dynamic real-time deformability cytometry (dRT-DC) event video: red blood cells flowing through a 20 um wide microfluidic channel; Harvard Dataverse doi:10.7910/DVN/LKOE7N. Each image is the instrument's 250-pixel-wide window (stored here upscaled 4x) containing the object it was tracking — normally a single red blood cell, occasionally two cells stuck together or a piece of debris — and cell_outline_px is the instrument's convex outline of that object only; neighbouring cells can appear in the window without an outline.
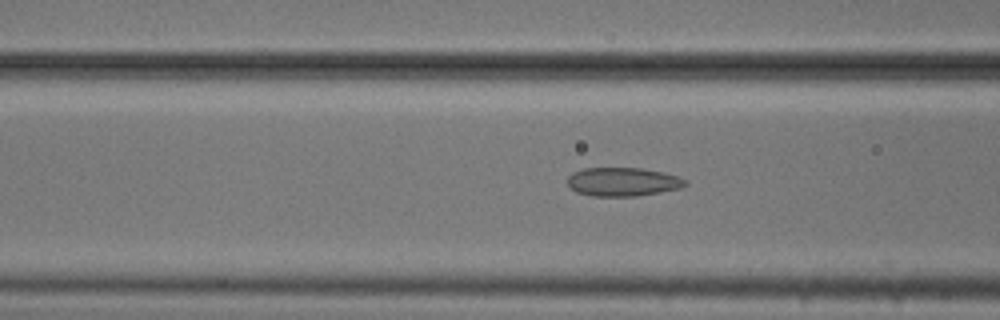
{"species": "common noctule bat (a hibernating species)", "species_latin": "Nyctalus noctula", "temperature_condition": "cold", "stored_images_in_passage": 9, "camera_frame_rate_fps": 3000, "um_per_image_px": 0.085, "animal": {"sex": "male", "body_mass_g": 20.5, "forearm_length_mm": 52.5}, "frame": {"image": 1, "passage_image": 4, "time_ms": 1.0, "image_size_px": [1000, 320], "cell_outline_px": [[688, 184], [680, 188], [660, 192], [636, 196], [592, 196], [576, 192], [568, 184], [568, 176], [572, 172], [584, 168], [640, 168], [664, 172], [676, 176], [684, 180]], "centroid_in_image_um": [52.91, 15.45], "position_along_channel_um": 113.7, "area_um2": 19.59}}
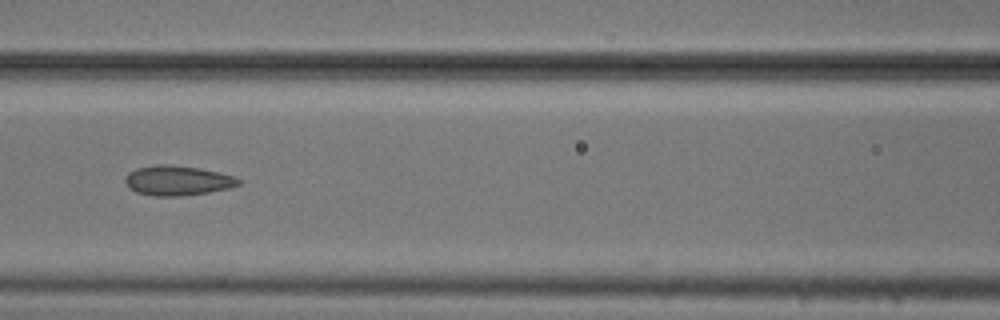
{"frame": {"image": 2, "passage_image": 7, "time_ms": 2.0, "image_size_px": [1000, 320], "cell_outline_px": [[240, 184], [228, 188], [208, 192], [180, 196], [156, 196], [136, 192], [128, 188], [124, 180], [128, 172], [136, 168], [156, 164], [168, 164], [200, 168], [220, 172], [232, 176], [240, 180]], "centroid_in_image_um": [15.04, 15.33], "position_along_channel_um": 151.6, "area_um2": 19.71}}